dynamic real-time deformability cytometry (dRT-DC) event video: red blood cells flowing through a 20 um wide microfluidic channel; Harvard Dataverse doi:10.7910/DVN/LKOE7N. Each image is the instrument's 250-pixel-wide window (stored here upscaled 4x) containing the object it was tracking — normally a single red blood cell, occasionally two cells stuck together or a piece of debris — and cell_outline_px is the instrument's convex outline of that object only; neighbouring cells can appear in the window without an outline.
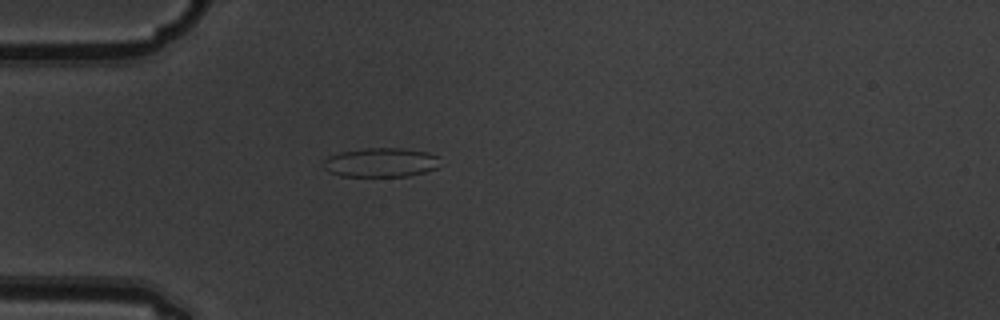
{"species": "common noctule bat (a hibernating species)", "species_latin": "Nyctalus noctula", "temperature_condition": "warm", "stored_images_in_passage": 4, "camera_frame_rate_fps": 3000, "um_per_image_px": 0.085, "animal": {"sex": "male", "body_mass_g": 19.5, "forearm_length_mm": 54.6}, "frame": {"image": 1, "passage_image": 4, "time_ms": 1.0, "image_size_px": [1000, 320], "cell_outline_px": [[440, 156], [436, 168], [424, 172], [408, 176], [340, 176], [328, 172], [324, 168], [324, 160], [328, 156], [340, 152], [364, 148], [400, 148], [428, 152]], "centroid_in_image_um": [32.35, 13.8], "position_along_channel_um": 52.6, "area_um2": 19.88}}